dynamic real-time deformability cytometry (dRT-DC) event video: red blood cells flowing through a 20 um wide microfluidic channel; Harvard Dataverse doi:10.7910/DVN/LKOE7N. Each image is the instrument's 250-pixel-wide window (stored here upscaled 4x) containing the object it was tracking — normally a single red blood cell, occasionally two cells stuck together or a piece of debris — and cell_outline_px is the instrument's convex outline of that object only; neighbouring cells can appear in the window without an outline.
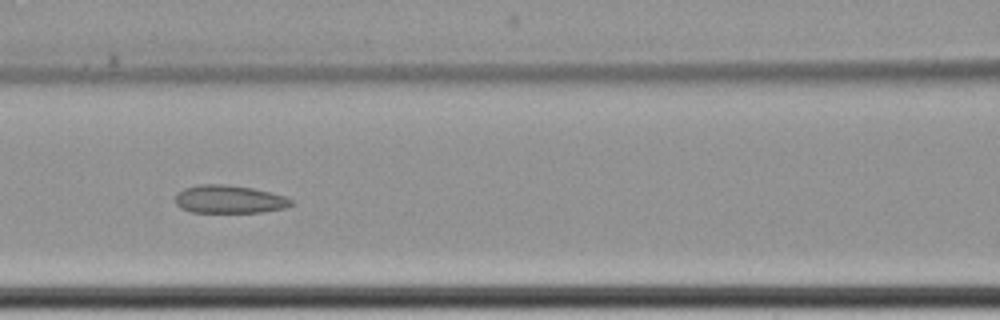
{"species": "common noctule bat (a hibernating species)", "species_latin": "Nyctalus noctula", "temperature_condition": "cold", "stored_images_in_passage": 10, "camera_frame_rate_fps": 3000, "um_per_image_px": 0.085, "animal": {"sex": "female", "body_mass_g": 22.7, "forearm_length_mm": 54.2}, "frame": {"image": 1, "passage_image": 7, "time_ms": 9.667, "image_size_px": [1000, 320], "cell_outline_px": [[296, 204], [284, 208], [260, 212], [192, 212], [180, 208], [176, 204], [176, 192], [184, 188], [200, 184], [228, 184], [252, 188], [284, 196], [292, 200]], "centroid_in_image_um": [19.47, 16.93], "position_along_channel_um": 147.1, "area_um2": 18.96}}
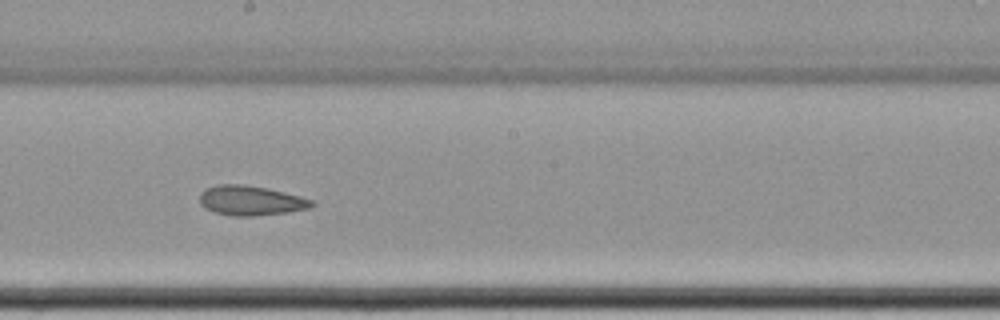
{"frame": {"image": 2, "passage_image": 9, "time_ms": 12.0, "image_size_px": [1000, 320], "cell_outline_px": [[316, 204], [308, 208], [288, 212], [252, 216], [232, 216], [216, 212], [204, 208], [200, 204], [200, 192], [216, 184], [240, 184], [268, 188], [300, 196], [312, 200]], "centroid_in_image_um": [21.3, 17.04], "position_along_channel_um": 226.9, "area_um2": 19.36}}
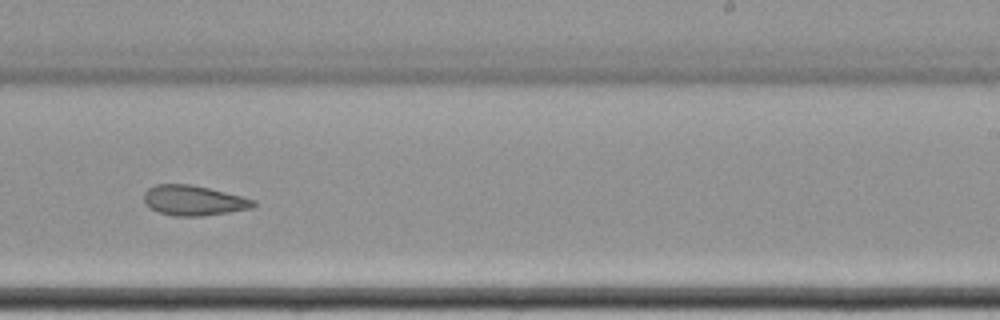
{"frame": {"image": 3, "passage_image": 10, "time_ms": 13.333, "image_size_px": [1000, 320], "cell_outline_px": [[256, 204], [252, 208], [228, 212], [200, 216], [176, 216], [160, 212], [152, 208], [144, 200], [144, 192], [148, 188], [156, 184], [192, 184], [256, 200]], "centroid_in_image_um": [16.46, 17.03], "position_along_channel_um": 272.5, "area_um2": 18.9}}